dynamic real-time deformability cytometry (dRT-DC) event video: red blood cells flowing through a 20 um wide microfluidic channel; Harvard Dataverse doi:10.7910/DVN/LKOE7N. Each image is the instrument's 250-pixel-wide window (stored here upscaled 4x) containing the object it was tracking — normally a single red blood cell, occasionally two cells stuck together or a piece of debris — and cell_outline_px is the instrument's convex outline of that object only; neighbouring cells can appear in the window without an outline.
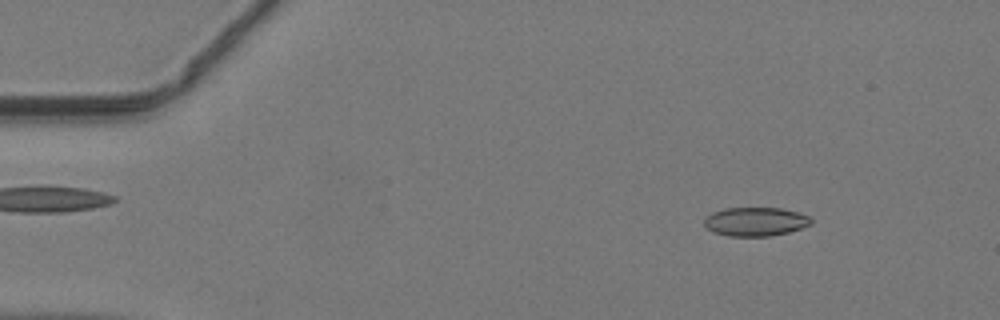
{"species": "common noctule bat (a hibernating species)", "species_latin": "Nyctalus noctula", "temperature_condition": "warm", "stored_images_in_passage": 46, "camera_frame_rate_fps": 3000, "um_per_image_px": 0.085, "animal": {"sex": "male", "body_mass_g": 19.2, "forearm_length_mm": 51.8}, "frame": {"image": 1, "passage_image": 5, "time_ms": 1.333, "image_size_px": [1000, 320], "cell_outline_px": [[812, 224], [788, 232], [772, 236], [728, 236], [712, 232], [704, 224], [704, 220], [712, 212], [724, 208], [780, 208], [800, 212], [808, 216], [812, 220]], "centroid_in_image_um": [64.22, 18.84], "position_along_channel_um": 20.8, "area_um2": 17.98}}
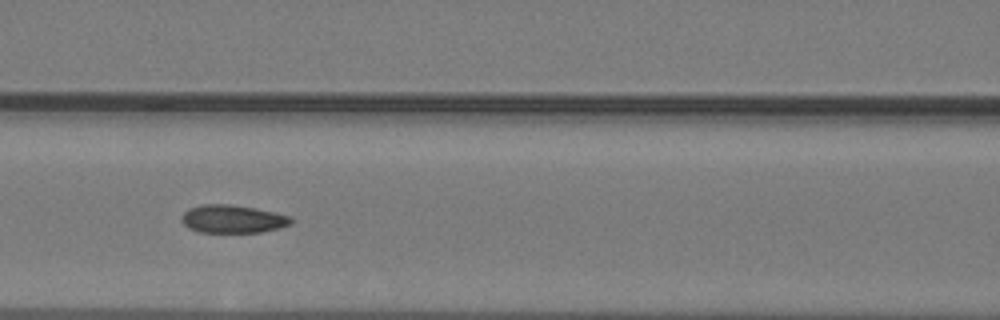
{"frame": {"image": 2, "passage_image": 20, "time_ms": 6.333, "image_size_px": [1000, 320], "cell_outline_px": [[292, 224], [280, 228], [260, 232], [200, 232], [188, 228], [180, 220], [184, 212], [188, 208], [200, 204], [228, 204], [256, 208], [276, 212], [288, 216], [292, 220]], "centroid_in_image_um": [19.76, 18.61], "position_along_channel_um": 146.8, "area_um2": 17.98}}
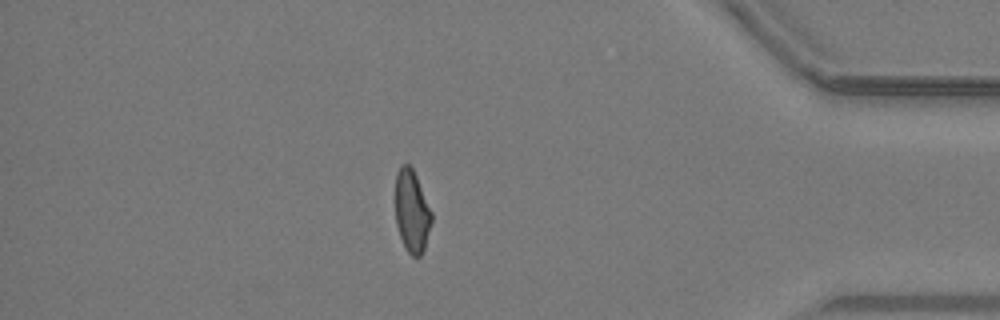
{"frame": {"image": 3, "passage_image": 40, "time_ms": 13.0, "image_size_px": [1000, 320], "cell_outline_px": [[432, 220], [424, 248], [420, 256], [412, 256], [408, 252], [400, 236], [396, 224], [396, 172], [400, 164], [408, 164], [412, 168], [416, 176], [432, 212]], "centroid_in_image_um": [35.0, 17.93], "position_along_channel_um": 400.2, "area_um2": 17.17}}